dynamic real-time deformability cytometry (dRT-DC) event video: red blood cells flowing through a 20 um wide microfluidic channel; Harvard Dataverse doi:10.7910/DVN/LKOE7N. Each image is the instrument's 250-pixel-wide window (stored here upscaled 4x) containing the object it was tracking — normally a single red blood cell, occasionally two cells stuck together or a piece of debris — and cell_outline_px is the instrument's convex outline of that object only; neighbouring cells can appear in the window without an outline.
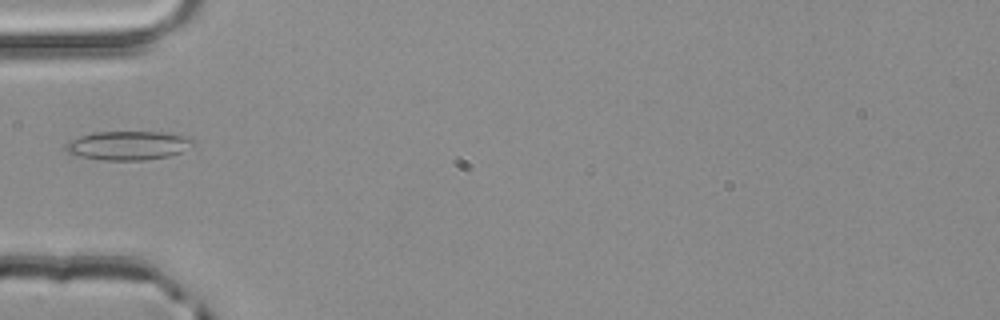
{"species": "common noctule bat (a hibernating species)", "species_latin": "Nyctalus noctula", "temperature_condition": "room temperature", "stored_images_in_passage": 1, "camera_frame_rate_fps": 3000, "um_per_image_px": 0.085, "animal": {"sex": "male", "body_mass_g": 20.4}, "frame": {"image": 1, "passage_image": 1, "time_ms": 0.0, "image_size_px": [1000, 320], "cell_outline_px": [[192, 144], [180, 152], [168, 156], [144, 160], [100, 160], [80, 156], [68, 152], [68, 144], [72, 140], [80, 136], [96, 132], [168, 132], [188, 136], [192, 140]], "centroid_in_image_um": [10.93, 12.36], "position_along_channel_um": 74.1, "area_um2": 21.04}}